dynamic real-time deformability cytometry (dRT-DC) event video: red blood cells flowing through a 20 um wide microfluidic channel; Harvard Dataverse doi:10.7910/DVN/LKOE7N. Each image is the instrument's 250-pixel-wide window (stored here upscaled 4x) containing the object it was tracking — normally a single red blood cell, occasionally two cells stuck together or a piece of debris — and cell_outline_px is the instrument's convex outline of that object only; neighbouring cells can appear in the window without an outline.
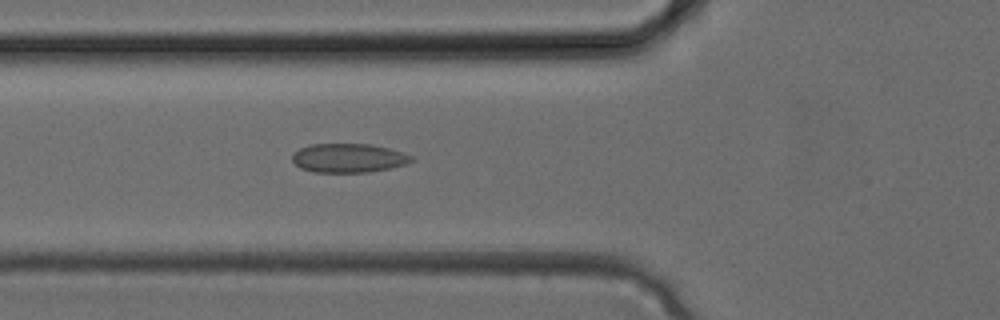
{"species": "common noctule bat (a hibernating species)", "species_latin": "Nyctalus noctula", "temperature_condition": "cold", "stored_images_in_passage": 31, "camera_frame_rate_fps": 3000, "um_per_image_px": 0.085, "animal": {"sex": "female", "body_mass_g": 24.6, "forearm_length_mm": 56.2}, "frame": {"image": 1, "passage_image": 9, "time_ms": 2.667, "image_size_px": [1000, 320], "cell_outline_px": [[416, 160], [408, 164], [392, 168], [368, 172], [316, 172], [300, 168], [292, 160], [292, 152], [308, 144], [372, 144], [388, 148], [412, 156]], "centroid_in_image_um": [29.63, 13.43], "position_along_channel_um": 96.2, "area_um2": 20.29}}
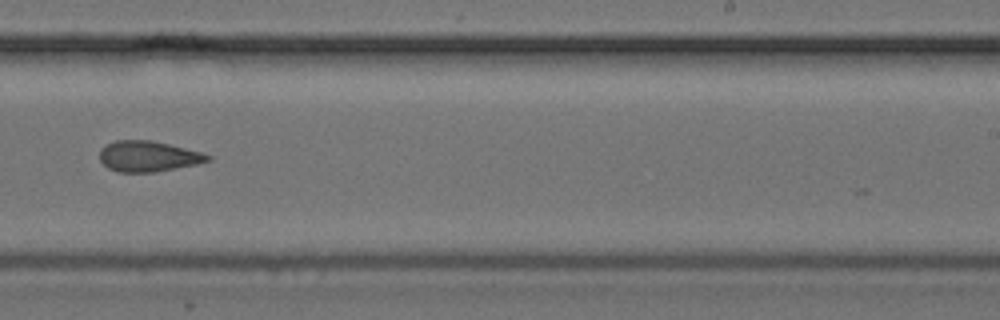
{"frame": {"image": 2, "passage_image": 18, "time_ms": 5.667, "image_size_px": [1000, 320], "cell_outline_px": [[212, 160], [196, 164], [156, 172], [120, 172], [108, 168], [100, 160], [100, 148], [116, 140], [152, 140], [200, 152], [212, 156]], "centroid_in_image_um": [12.59, 13.29], "position_along_channel_um": 276.4, "area_um2": 19.19}}
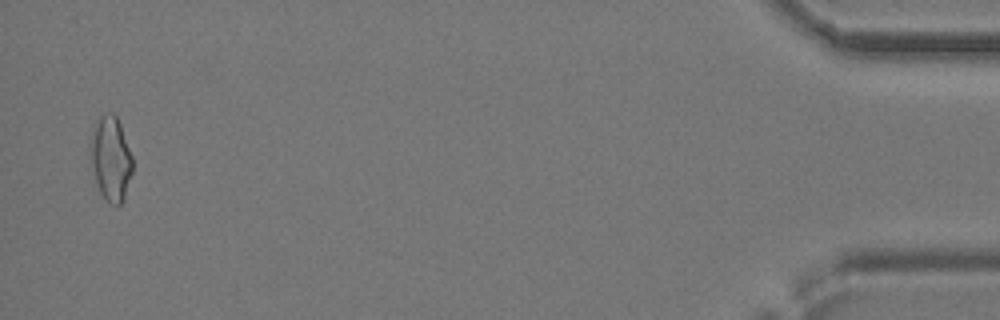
{"frame": {"image": 3, "passage_image": 30, "time_ms": 9.667, "image_size_px": [1000, 320], "cell_outline_px": [[132, 172], [124, 200], [120, 204], [108, 204], [100, 192], [96, 180], [88, 152], [88, 148], [92, 128], [100, 116], [108, 112], [112, 112], [116, 116], [120, 124], [132, 156]], "centroid_in_image_um": [9.39, 13.47], "position_along_channel_um": 425.8, "area_um2": 20.92}}